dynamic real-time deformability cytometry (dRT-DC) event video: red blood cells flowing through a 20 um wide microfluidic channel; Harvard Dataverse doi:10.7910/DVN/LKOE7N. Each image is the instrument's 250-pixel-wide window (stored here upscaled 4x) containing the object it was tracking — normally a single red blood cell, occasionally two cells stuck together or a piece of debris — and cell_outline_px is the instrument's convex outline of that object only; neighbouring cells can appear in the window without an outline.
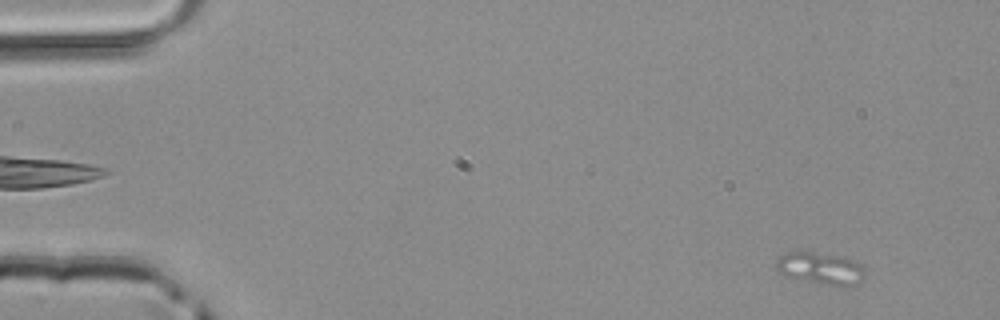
{"species": "common noctule bat (a hibernating species)", "species_latin": "Nyctalus noctula", "temperature_condition": "room temperature", "stored_images_in_passage": 14, "camera_frame_rate_fps": 3000, "um_per_image_px": 0.085, "animal": {"sex": "male", "body_mass_g": 20.4}, "frame": {"image": 1, "passage_image": 4, "time_ms": 1.0, "image_size_px": [1000, 320], "cell_outline_px": [[864, 276], [860, 280], [852, 284], [840, 288], [784, 276], [776, 268], [776, 260], [780, 256], [788, 252], [808, 252], [832, 256], [852, 260], [860, 264], [864, 272]], "centroid_in_image_um": [69.7, 22.85], "position_along_channel_um": 15.3, "area_um2": 16.18}}